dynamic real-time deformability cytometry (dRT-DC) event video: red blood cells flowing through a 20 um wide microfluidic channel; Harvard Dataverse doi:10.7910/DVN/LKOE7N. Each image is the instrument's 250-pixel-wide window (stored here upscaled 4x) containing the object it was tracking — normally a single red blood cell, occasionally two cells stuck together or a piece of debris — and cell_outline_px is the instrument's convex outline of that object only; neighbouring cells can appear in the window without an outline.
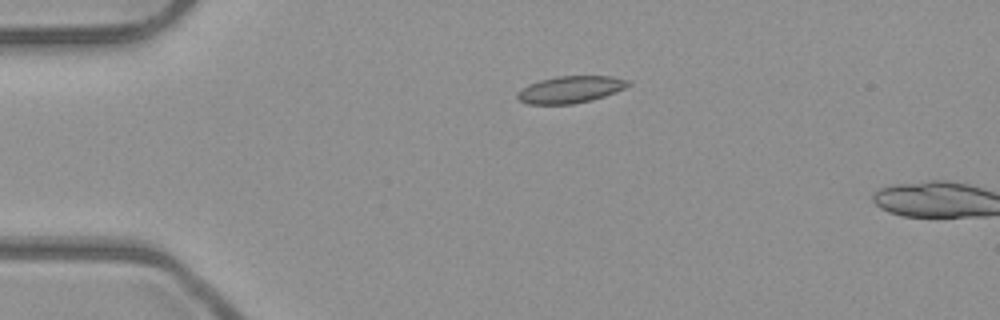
{"species": "common noctule bat (a hibernating species)", "species_latin": "Nyctalus noctula", "temperature_condition": "room temperature", "stored_images_in_passage": 2, "camera_frame_rate_fps": 3000, "um_per_image_px": 0.085, "animal": {"sex": "male", "body_mass_g": 23.1, "forearm_length_mm": 52.7}, "frame": {"image": 1, "passage_image": 1, "time_ms": 0.0, "image_size_px": [1000, 320], "cell_outline_px": [[632, 84], [616, 92], [592, 100], [572, 104], [528, 104], [520, 100], [516, 96], [516, 92], [528, 84], [540, 80], [556, 76], [612, 76], [628, 80]], "centroid_in_image_um": [48.48, 7.6], "position_along_channel_um": 36.5, "area_um2": 17.46}}